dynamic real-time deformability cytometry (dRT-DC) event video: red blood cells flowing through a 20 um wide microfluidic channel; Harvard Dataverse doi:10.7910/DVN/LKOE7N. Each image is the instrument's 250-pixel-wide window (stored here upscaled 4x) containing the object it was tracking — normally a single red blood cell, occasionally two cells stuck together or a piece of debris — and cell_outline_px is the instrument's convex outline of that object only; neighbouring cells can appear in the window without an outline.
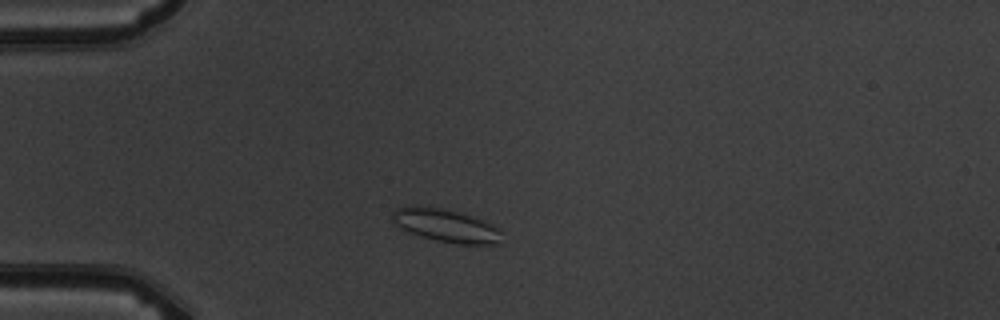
{"species": "common noctule bat (a hibernating species)", "species_latin": "Nyctalus noctula", "temperature_condition": "warm", "stored_images_in_passage": 7, "camera_frame_rate_fps": 3000, "um_per_image_px": 0.085, "animal": {"sex": "male", "body_mass_g": 19.5, "forearm_length_mm": 54.6}, "frame": {"image": 1, "passage_image": 2, "time_ms": 1.0, "image_size_px": [1000, 320], "cell_outline_px": [[504, 244], [456, 244], [436, 240], [420, 236], [408, 232], [396, 224], [392, 220], [392, 212], [396, 208], [404, 204], [420, 204], [460, 212], [500, 228], [504, 232]], "centroid_in_image_um": [37.91, 19.16], "position_along_channel_um": 47.1, "area_um2": 21.68}}
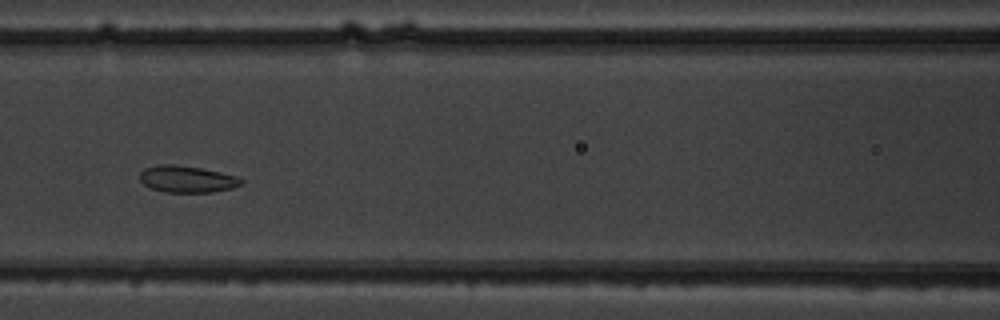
{"frame": {"image": 2, "passage_image": 5, "time_ms": 4.333, "image_size_px": [1000, 320], "cell_outline_px": [[244, 184], [232, 188], [212, 192], [164, 192], [152, 188], [144, 184], [140, 180], [140, 172], [144, 168], [160, 164], [176, 164], [200, 168], [220, 172], [236, 176], [244, 180]], "centroid_in_image_um": [15.91, 15.22], "position_along_channel_um": 150.7, "area_um2": 15.84}}
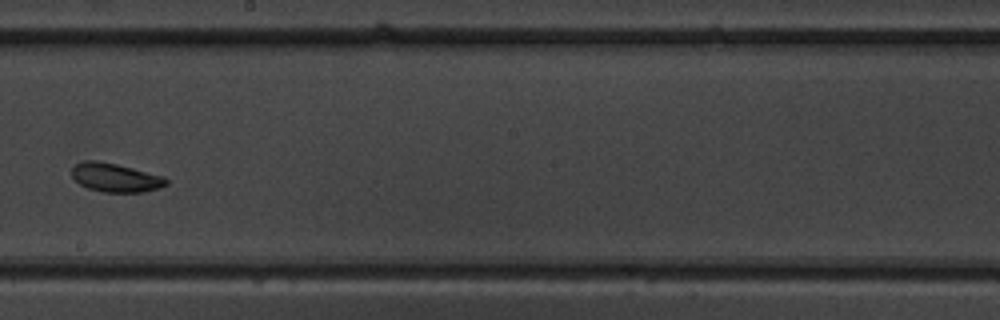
{"frame": {"image": 3, "passage_image": 7, "time_ms": 6.667, "image_size_px": [1000, 320], "cell_outline_px": [[168, 184], [160, 188], [144, 192], [104, 192], [88, 188], [80, 184], [72, 176], [72, 168], [76, 164], [84, 160], [96, 160], [116, 164], [164, 176], [168, 180]], "centroid_in_image_um": [9.83, 15.1], "position_along_channel_um": 238.4, "area_um2": 15.78}}